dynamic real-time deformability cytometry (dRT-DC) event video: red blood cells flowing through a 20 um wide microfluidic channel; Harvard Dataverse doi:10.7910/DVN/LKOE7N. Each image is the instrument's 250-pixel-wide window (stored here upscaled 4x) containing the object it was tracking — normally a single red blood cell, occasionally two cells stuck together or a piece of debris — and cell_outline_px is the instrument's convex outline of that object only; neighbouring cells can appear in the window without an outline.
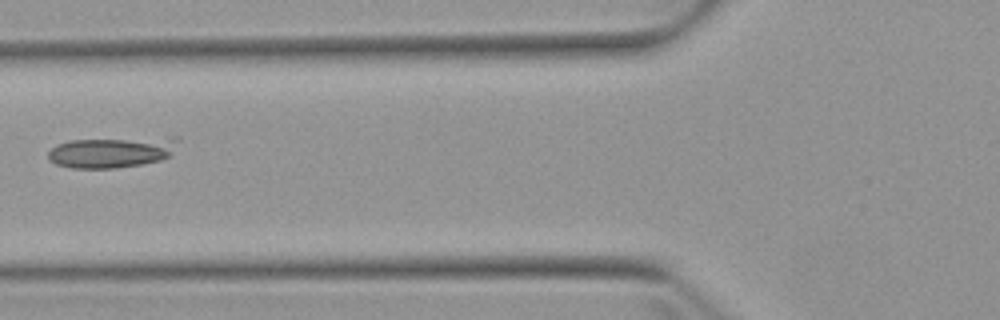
{"species": "Egyptian fruit bat (a non-hibernating species)", "species_latin": "Rousettus aegyptiacus", "temperature_condition": "warm", "stored_images_in_passage": 6, "camera_frame_rate_fps": 3000, "um_per_image_px": 0.085, "animal": {"sex": "female"}, "frame": {"image": 1, "passage_image": 3, "time_ms": 3.333, "image_size_px": [1000, 320], "cell_outline_px": [[180, 136], [172, 156], [160, 160], [140, 164], [116, 168], [72, 168], [56, 164], [48, 160], [48, 152], [56, 144], [68, 140], [172, 136]], "centroid_in_image_um": [9.54, 12.91], "position_along_channel_um": 116.3, "area_um2": 23.87}}
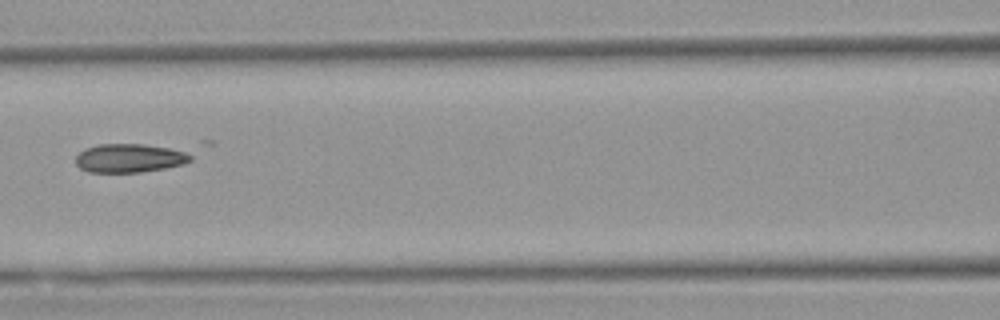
{"frame": {"image": 2, "passage_image": 4, "time_ms": 4.333, "image_size_px": [1000, 320], "cell_outline_px": [[192, 160], [184, 164], [164, 168], [140, 172], [88, 172], [80, 168], [76, 164], [76, 156], [80, 152], [88, 148], [100, 144], [144, 144], [192, 152]], "centroid_in_image_um": [11.05, 13.44], "position_along_channel_um": 155.5, "area_um2": 19.19}}